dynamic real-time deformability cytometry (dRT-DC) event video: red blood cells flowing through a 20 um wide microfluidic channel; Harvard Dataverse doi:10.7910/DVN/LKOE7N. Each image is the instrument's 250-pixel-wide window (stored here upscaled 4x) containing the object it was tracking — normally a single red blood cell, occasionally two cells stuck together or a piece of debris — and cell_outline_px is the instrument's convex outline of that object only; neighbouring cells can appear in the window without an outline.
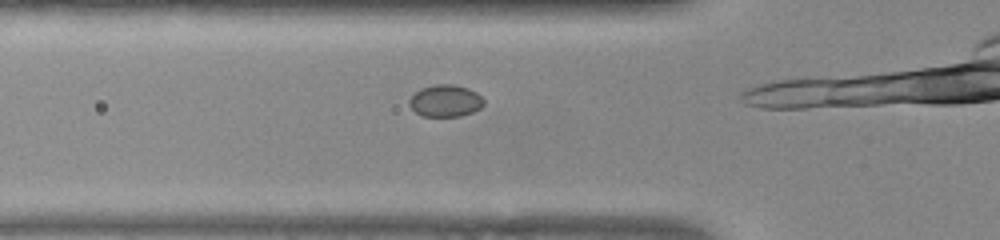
{"species": "common noctule bat (a hibernating species)", "species_latin": "Nyctalus noctula", "temperature_condition": "warm", "stored_images_in_passage": 9, "camera_frame_rate_fps": 3000, "um_per_image_px": 0.085, "animal": {"sex": "female", "body_mass_g": 22.0, "forearm_length_mm": 56.7}, "frame": {"image": 1, "passage_image": 6, "time_ms": 1.667, "image_size_px": [1000, 240], "cell_outline_px": [[484, 104], [480, 108], [472, 112], [460, 116], [420, 116], [408, 104], [408, 100], [416, 92], [424, 88], [436, 84], [452, 84], [468, 88], [476, 92], [484, 100]], "centroid_in_image_um": [37.86, 8.57], "position_along_channel_um": 87.9, "area_um2": 13.76}}